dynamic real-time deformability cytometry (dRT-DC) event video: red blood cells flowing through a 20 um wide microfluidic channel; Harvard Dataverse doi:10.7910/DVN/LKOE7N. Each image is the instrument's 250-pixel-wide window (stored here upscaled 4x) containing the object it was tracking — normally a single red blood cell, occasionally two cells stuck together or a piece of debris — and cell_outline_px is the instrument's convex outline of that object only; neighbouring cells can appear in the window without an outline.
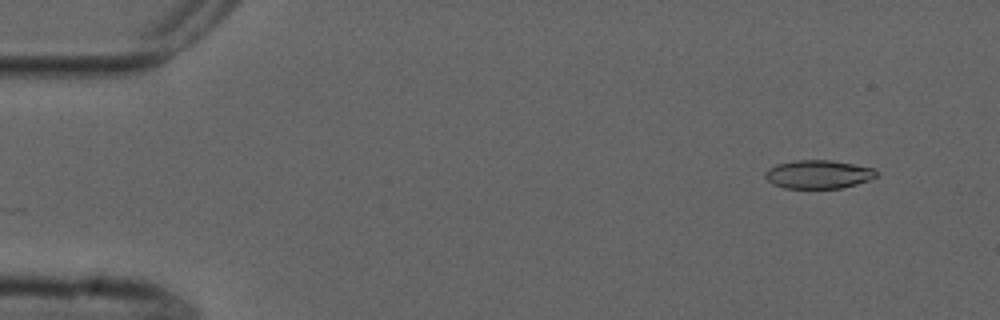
{"species": "common noctule bat (a hibernating species)", "species_latin": "Nyctalus noctula", "temperature_condition": "cold", "stored_images_in_passage": 5, "camera_frame_rate_fps": 3000, "um_per_image_px": 0.085, "animal": {"sex": "male", "forearm_length_mm": 52.5}, "frame": {"image": 1, "passage_image": 2, "time_ms": 1.333, "image_size_px": [1000, 320], "cell_outline_px": [[880, 176], [856, 184], [840, 188], [784, 188], [772, 184], [764, 176], [764, 172], [768, 168], [776, 164], [796, 160], [832, 160], [876, 168]], "centroid_in_image_um": [69.58, 14.81], "position_along_channel_um": 15.4, "area_um2": 18.67}}
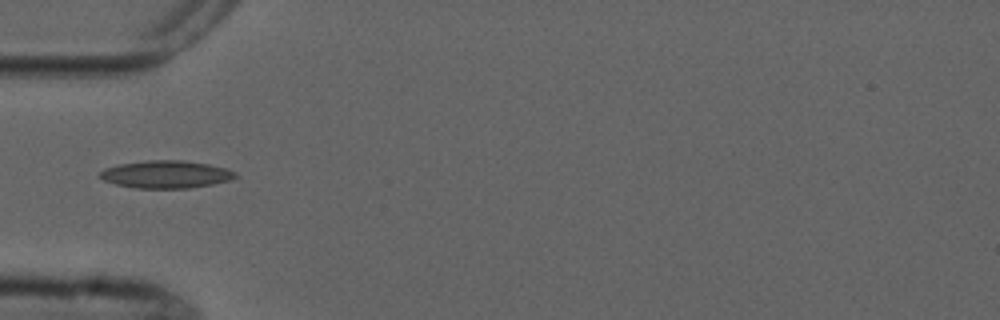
{"frame": {"image": 2, "passage_image": 5, "time_ms": 5.667, "image_size_px": [1000, 320], "cell_outline_px": [[240, 176], [228, 180], [212, 184], [188, 188], [132, 188], [116, 184], [104, 180], [96, 176], [104, 168], [120, 164], [148, 160], [184, 160], [208, 164], [228, 168], [236, 172]], "centroid_in_image_um": [14.11, 14.81], "position_along_channel_um": 70.9, "area_um2": 21.91}}